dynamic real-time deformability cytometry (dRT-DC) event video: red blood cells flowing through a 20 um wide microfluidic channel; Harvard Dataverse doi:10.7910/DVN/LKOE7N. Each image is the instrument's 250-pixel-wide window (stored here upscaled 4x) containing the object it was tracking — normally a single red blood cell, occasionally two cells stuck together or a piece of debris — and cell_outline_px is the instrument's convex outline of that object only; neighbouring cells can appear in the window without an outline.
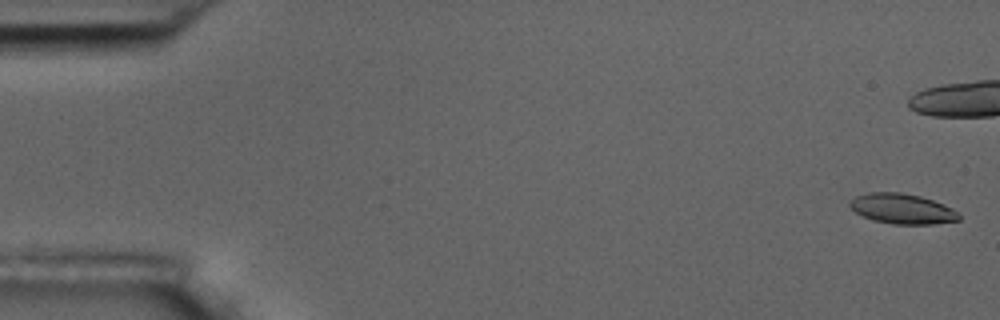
{"species": "common noctule bat (a hibernating species)", "species_latin": "Nyctalus noctula", "temperature_condition": "room temperature", "stored_images_in_passage": 16, "camera_frame_rate_fps": 3000, "um_per_image_px": 0.085, "animal": {"sex": "male", "body_mass_g": 17.5, "forearm_length_mm": 52.3}, "frame": {"image": 1, "passage_image": 1, "time_ms": 0.0, "image_size_px": [1000, 320], "cell_outline_px": [[960, 220], [932, 224], [892, 224], [872, 220], [856, 212], [848, 204], [856, 196], [868, 192], [900, 192], [920, 196], [944, 204], [952, 208], [960, 216]], "centroid_in_image_um": [76.69, 17.74], "position_along_channel_um": 8.3, "area_um2": 19.07}}
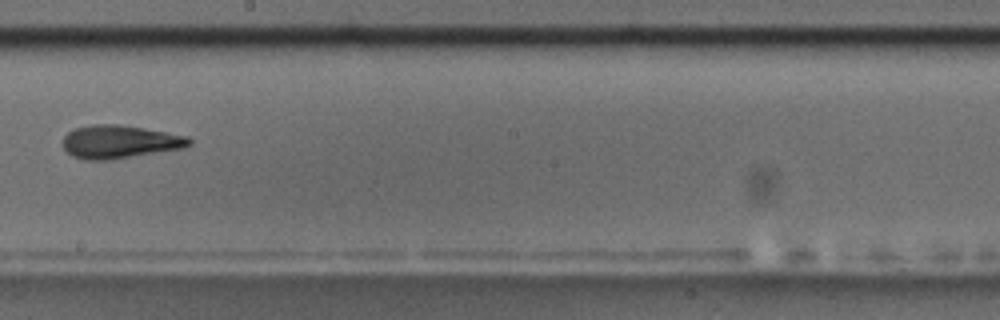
{"frame": {"image": 2, "passage_image": 10, "time_ms": 11.667, "image_size_px": [1000, 320], "cell_outline_px": [[192, 144], [184, 148], [108, 160], [84, 160], [72, 156], [64, 148], [64, 136], [68, 132], [76, 128], [92, 124], [120, 124], [144, 128], [188, 136], [192, 140]], "centroid_in_image_um": [10.19, 12.05], "position_along_channel_um": 238.0, "area_um2": 24.39}, "authors_computed_cell_mechanics": {"area_um2": 22.1085, "velocity_mm_per_s": 3.6641, "shape_relaxation_time_tau1_ms": null, "shape_relaxation_time_tau2_ms": 4.2062, "deformation_change_tau1": null, "deformation_change_tau2": 0.1364}}